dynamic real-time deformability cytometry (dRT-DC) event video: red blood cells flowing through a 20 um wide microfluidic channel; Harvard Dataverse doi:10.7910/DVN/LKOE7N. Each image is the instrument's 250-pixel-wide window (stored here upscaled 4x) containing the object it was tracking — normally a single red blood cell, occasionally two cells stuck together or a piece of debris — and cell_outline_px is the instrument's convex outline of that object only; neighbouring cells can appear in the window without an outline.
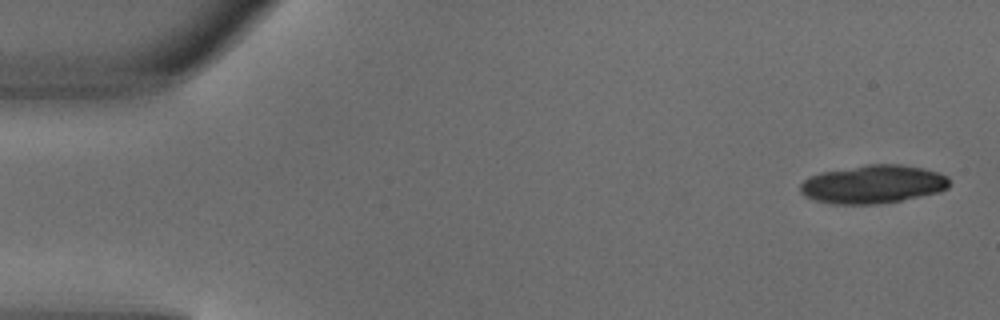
{"species": "common noctule bat (a hibernating species)", "species_latin": "Nyctalus noctula", "temperature_condition": "warm", "stored_images_in_passage": 3, "segment_of_instrument_passage": [2, 2], "camera_frame_rate_fps": 3000, "um_per_image_px": 0.085, "animal": {"sex": "male", "body_mass_g": 18.8}, "frame": {"image": 1, "passage_image": 3, "time_ms": 0.667, "image_size_px": [1000, 320], "cell_outline_px": [[948, 188], [940, 192], [880, 204], [832, 204], [812, 200], [804, 196], [800, 192], [800, 184], [808, 176], [820, 172], [868, 164], [900, 164], [924, 168], [948, 176]], "centroid_in_image_um": [74.16, 15.66], "position_along_channel_um": 10.8, "area_um2": 33.52}}